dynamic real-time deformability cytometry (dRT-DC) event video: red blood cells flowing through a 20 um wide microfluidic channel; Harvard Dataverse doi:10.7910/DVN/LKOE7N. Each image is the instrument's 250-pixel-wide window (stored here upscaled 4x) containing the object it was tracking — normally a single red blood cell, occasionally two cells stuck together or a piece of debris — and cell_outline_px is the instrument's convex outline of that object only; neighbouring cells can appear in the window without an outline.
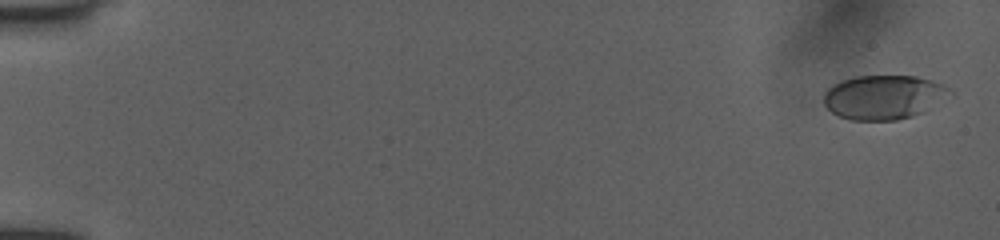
{"species": "human", "species_latin": "Homo sapiens", "temperature_condition": "room temperature", "stored_images_in_passage": 16, "camera_frame_rate_fps": 3000, "um_per_image_px": 0.085, "donor": {"sex": "female"}, "frame": {"image": 1, "passage_image": 1, "time_ms": 0.0, "image_size_px": [1000, 240], "cell_outline_px": [[952, 92], [924, 112], [912, 116], [896, 120], [852, 120], [840, 116], [832, 112], [824, 104], [824, 92], [828, 88], [840, 80], [856, 76], [916, 76], [932, 80], [944, 84]], "centroid_in_image_um": [75.09, 8.25], "position_along_channel_um": 9.9, "area_um2": 32.31}}
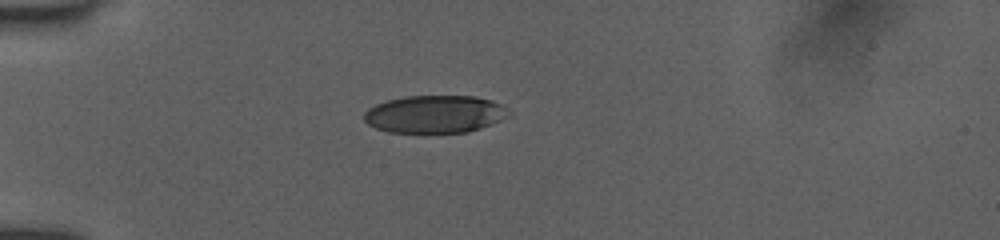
{"frame": {"image": 2, "passage_image": 13, "time_ms": 4.667, "image_size_px": [1000, 240], "cell_outline_px": [[512, 112], [500, 120], [480, 128], [468, 132], [388, 132], [376, 128], [368, 124], [364, 120], [364, 112], [368, 108], [376, 104], [388, 100], [404, 96], [476, 96], [492, 100], [500, 104]], "centroid_in_image_um": [36.95, 9.69], "position_along_channel_um": 48.1, "area_um2": 31.62}}